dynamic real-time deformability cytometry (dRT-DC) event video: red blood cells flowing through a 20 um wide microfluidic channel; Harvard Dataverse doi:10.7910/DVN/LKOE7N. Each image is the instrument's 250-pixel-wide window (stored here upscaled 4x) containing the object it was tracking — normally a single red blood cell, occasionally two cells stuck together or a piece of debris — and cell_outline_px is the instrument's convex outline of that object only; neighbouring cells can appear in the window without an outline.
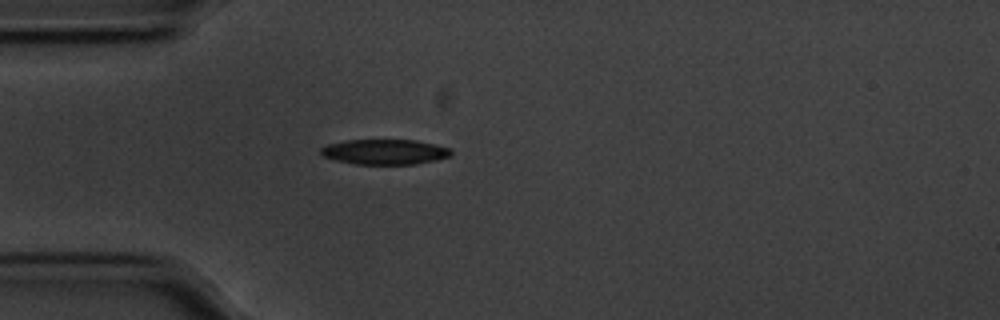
{"species": "common noctule bat (a hibernating species)", "species_latin": "Nyctalus noctula", "temperature_condition": "cold", "stored_images_in_passage": 42, "camera_frame_rate_fps": 3000, "um_per_image_px": 0.085, "animal": {"sex": "male", "body_mass_g": 20.1, "forearm_length_mm": 53.5}, "frame": {"image": 1, "passage_image": 1, "time_ms": 0.0, "image_size_px": [1000, 320], "cell_outline_px": [[452, 152], [448, 156], [436, 160], [416, 164], [356, 164], [336, 160], [324, 156], [320, 152], [320, 148], [328, 144], [344, 140], [416, 140], [448, 148]], "centroid_in_image_um": [32.67, 12.91], "position_along_channel_um": 52.3, "area_um2": 18.9}}
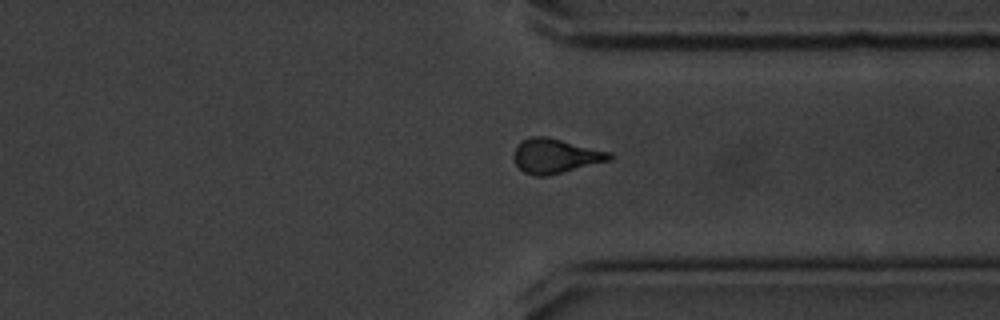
{"frame": {"image": 2, "passage_image": 28, "time_ms": 9.0, "image_size_px": [1000, 320], "cell_outline_px": [[612, 160], [548, 176], [532, 176], [524, 172], [516, 164], [512, 156], [520, 140], [528, 136], [548, 136], [608, 152], [612, 156]], "centroid_in_image_um": [47.16, 13.25], "position_along_channel_um": 364.2, "area_um2": 19.36}}
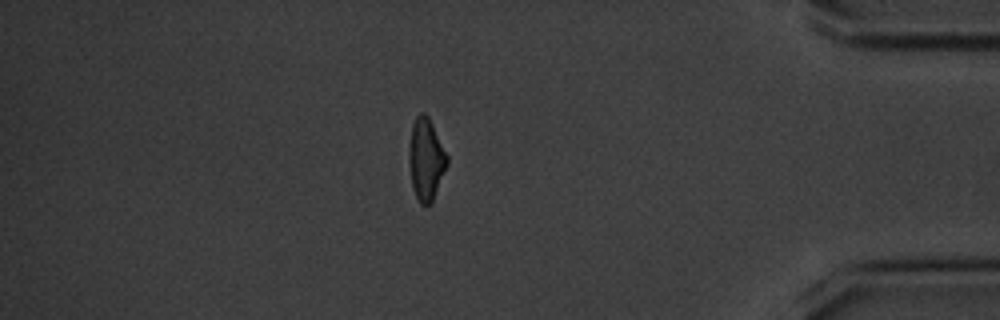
{"frame": {"image": 3, "passage_image": 34, "time_ms": 11.0, "image_size_px": [1000, 320], "cell_outline_px": [[448, 164], [432, 200], [428, 204], [420, 204], [412, 188], [408, 160], [408, 152], [412, 124], [416, 116], [420, 112], [424, 112], [428, 116], [448, 156]], "centroid_in_image_um": [36.19, 13.51], "position_along_channel_um": 399.0, "area_um2": 18.09}, "authors_computed_cell_mechanics": {"area_um2": 19.1029, "velocity_mm_per_s": 3.5491, "shape_relaxation_time_tau1_ms": 3.8118, "shape_relaxation_time_tau2_ms": 4.099, "deformation_change_tau1": 0.1333, "deformation_change_tau2": 0.1024}}